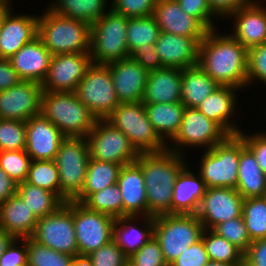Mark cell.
Masks as SVG:
<instances>
[{"mask_svg":"<svg viewBox=\"0 0 266 266\" xmlns=\"http://www.w3.org/2000/svg\"><path fill=\"white\" fill-rule=\"evenodd\" d=\"M247 266H266V238L252 241L244 253Z\"/></svg>","mask_w":266,"mask_h":266,"instance_id":"obj_56","label":"cell"},{"mask_svg":"<svg viewBox=\"0 0 266 266\" xmlns=\"http://www.w3.org/2000/svg\"><path fill=\"white\" fill-rule=\"evenodd\" d=\"M128 18L111 9L91 25L90 56L92 63L108 64L130 57L126 31Z\"/></svg>","mask_w":266,"mask_h":266,"instance_id":"obj_8","label":"cell"},{"mask_svg":"<svg viewBox=\"0 0 266 266\" xmlns=\"http://www.w3.org/2000/svg\"><path fill=\"white\" fill-rule=\"evenodd\" d=\"M176 1L185 13L196 18L207 30L219 28L220 19L211 11L207 0ZM217 23L218 26L216 25Z\"/></svg>","mask_w":266,"mask_h":266,"instance_id":"obj_48","label":"cell"},{"mask_svg":"<svg viewBox=\"0 0 266 266\" xmlns=\"http://www.w3.org/2000/svg\"><path fill=\"white\" fill-rule=\"evenodd\" d=\"M91 64L90 53L52 55L47 76L41 84L42 90L75 92Z\"/></svg>","mask_w":266,"mask_h":266,"instance_id":"obj_15","label":"cell"},{"mask_svg":"<svg viewBox=\"0 0 266 266\" xmlns=\"http://www.w3.org/2000/svg\"><path fill=\"white\" fill-rule=\"evenodd\" d=\"M218 87L198 65L182 69L181 103L185 108H197Z\"/></svg>","mask_w":266,"mask_h":266,"instance_id":"obj_34","label":"cell"},{"mask_svg":"<svg viewBox=\"0 0 266 266\" xmlns=\"http://www.w3.org/2000/svg\"><path fill=\"white\" fill-rule=\"evenodd\" d=\"M72 216L79 255H89L112 240L114 217L76 201H72Z\"/></svg>","mask_w":266,"mask_h":266,"instance_id":"obj_14","label":"cell"},{"mask_svg":"<svg viewBox=\"0 0 266 266\" xmlns=\"http://www.w3.org/2000/svg\"><path fill=\"white\" fill-rule=\"evenodd\" d=\"M263 130V131H262ZM259 131L250 130L246 132L244 129L238 134L243 138L245 145L253 152L261 170L266 175V130Z\"/></svg>","mask_w":266,"mask_h":266,"instance_id":"obj_51","label":"cell"},{"mask_svg":"<svg viewBox=\"0 0 266 266\" xmlns=\"http://www.w3.org/2000/svg\"><path fill=\"white\" fill-rule=\"evenodd\" d=\"M263 84L266 85V43L248 50L247 90L251 85L264 87Z\"/></svg>","mask_w":266,"mask_h":266,"instance_id":"obj_46","label":"cell"},{"mask_svg":"<svg viewBox=\"0 0 266 266\" xmlns=\"http://www.w3.org/2000/svg\"><path fill=\"white\" fill-rule=\"evenodd\" d=\"M21 79L12 67L9 59L0 58V91L17 85Z\"/></svg>","mask_w":266,"mask_h":266,"instance_id":"obj_57","label":"cell"},{"mask_svg":"<svg viewBox=\"0 0 266 266\" xmlns=\"http://www.w3.org/2000/svg\"><path fill=\"white\" fill-rule=\"evenodd\" d=\"M212 230L219 236L224 237L234 246L238 247L243 253L246 252L251 244L245 221L242 216L219 223Z\"/></svg>","mask_w":266,"mask_h":266,"instance_id":"obj_45","label":"cell"},{"mask_svg":"<svg viewBox=\"0 0 266 266\" xmlns=\"http://www.w3.org/2000/svg\"><path fill=\"white\" fill-rule=\"evenodd\" d=\"M17 194L38 219L54 213L64 204L55 193L25 181L18 183Z\"/></svg>","mask_w":266,"mask_h":266,"instance_id":"obj_36","label":"cell"},{"mask_svg":"<svg viewBox=\"0 0 266 266\" xmlns=\"http://www.w3.org/2000/svg\"><path fill=\"white\" fill-rule=\"evenodd\" d=\"M71 266H93L88 255H76L73 257Z\"/></svg>","mask_w":266,"mask_h":266,"instance_id":"obj_60","label":"cell"},{"mask_svg":"<svg viewBox=\"0 0 266 266\" xmlns=\"http://www.w3.org/2000/svg\"><path fill=\"white\" fill-rule=\"evenodd\" d=\"M148 120L156 133L167 144L177 133L182 122L184 105L179 103L144 104Z\"/></svg>","mask_w":266,"mask_h":266,"instance_id":"obj_33","label":"cell"},{"mask_svg":"<svg viewBox=\"0 0 266 266\" xmlns=\"http://www.w3.org/2000/svg\"><path fill=\"white\" fill-rule=\"evenodd\" d=\"M41 114L65 137H86L97 120L75 92L43 91Z\"/></svg>","mask_w":266,"mask_h":266,"instance_id":"obj_4","label":"cell"},{"mask_svg":"<svg viewBox=\"0 0 266 266\" xmlns=\"http://www.w3.org/2000/svg\"><path fill=\"white\" fill-rule=\"evenodd\" d=\"M37 220L18 194L0 204V229L7 231L15 239L32 237Z\"/></svg>","mask_w":266,"mask_h":266,"instance_id":"obj_30","label":"cell"},{"mask_svg":"<svg viewBox=\"0 0 266 266\" xmlns=\"http://www.w3.org/2000/svg\"><path fill=\"white\" fill-rule=\"evenodd\" d=\"M89 149L85 137H66L55 156L59 172L60 199L74 201L81 193L87 173Z\"/></svg>","mask_w":266,"mask_h":266,"instance_id":"obj_9","label":"cell"},{"mask_svg":"<svg viewBox=\"0 0 266 266\" xmlns=\"http://www.w3.org/2000/svg\"><path fill=\"white\" fill-rule=\"evenodd\" d=\"M27 266H71L73 256L27 238Z\"/></svg>","mask_w":266,"mask_h":266,"instance_id":"obj_42","label":"cell"},{"mask_svg":"<svg viewBox=\"0 0 266 266\" xmlns=\"http://www.w3.org/2000/svg\"><path fill=\"white\" fill-rule=\"evenodd\" d=\"M123 200V216H147L144 175L135 161L123 165L117 180Z\"/></svg>","mask_w":266,"mask_h":266,"instance_id":"obj_27","label":"cell"},{"mask_svg":"<svg viewBox=\"0 0 266 266\" xmlns=\"http://www.w3.org/2000/svg\"><path fill=\"white\" fill-rule=\"evenodd\" d=\"M203 225L196 214H164L154 217V237L168 266L188 246L201 239Z\"/></svg>","mask_w":266,"mask_h":266,"instance_id":"obj_7","label":"cell"},{"mask_svg":"<svg viewBox=\"0 0 266 266\" xmlns=\"http://www.w3.org/2000/svg\"><path fill=\"white\" fill-rule=\"evenodd\" d=\"M85 138L90 159L126 165L138 158L139 153L131 145L129 138L105 119H97Z\"/></svg>","mask_w":266,"mask_h":266,"instance_id":"obj_12","label":"cell"},{"mask_svg":"<svg viewBox=\"0 0 266 266\" xmlns=\"http://www.w3.org/2000/svg\"><path fill=\"white\" fill-rule=\"evenodd\" d=\"M75 94L97 119H105L120 104L108 64L92 63Z\"/></svg>","mask_w":266,"mask_h":266,"instance_id":"obj_11","label":"cell"},{"mask_svg":"<svg viewBox=\"0 0 266 266\" xmlns=\"http://www.w3.org/2000/svg\"><path fill=\"white\" fill-rule=\"evenodd\" d=\"M266 1L256 0L230 14L232 29L228 33L247 50L266 43ZM265 4V5H264Z\"/></svg>","mask_w":266,"mask_h":266,"instance_id":"obj_19","label":"cell"},{"mask_svg":"<svg viewBox=\"0 0 266 266\" xmlns=\"http://www.w3.org/2000/svg\"><path fill=\"white\" fill-rule=\"evenodd\" d=\"M47 8L66 18L78 20L89 25L96 22L110 8V0H49ZM109 2V3H108Z\"/></svg>","mask_w":266,"mask_h":266,"instance_id":"obj_32","label":"cell"},{"mask_svg":"<svg viewBox=\"0 0 266 266\" xmlns=\"http://www.w3.org/2000/svg\"><path fill=\"white\" fill-rule=\"evenodd\" d=\"M89 210L97 211L112 217H123V200L116 184L92 193L83 203Z\"/></svg>","mask_w":266,"mask_h":266,"instance_id":"obj_40","label":"cell"},{"mask_svg":"<svg viewBox=\"0 0 266 266\" xmlns=\"http://www.w3.org/2000/svg\"><path fill=\"white\" fill-rule=\"evenodd\" d=\"M130 56L148 72L164 68L156 53L155 44H143Z\"/></svg>","mask_w":266,"mask_h":266,"instance_id":"obj_54","label":"cell"},{"mask_svg":"<svg viewBox=\"0 0 266 266\" xmlns=\"http://www.w3.org/2000/svg\"><path fill=\"white\" fill-rule=\"evenodd\" d=\"M42 92L40 83L23 80L0 91V119L26 122L40 114Z\"/></svg>","mask_w":266,"mask_h":266,"instance_id":"obj_17","label":"cell"},{"mask_svg":"<svg viewBox=\"0 0 266 266\" xmlns=\"http://www.w3.org/2000/svg\"><path fill=\"white\" fill-rule=\"evenodd\" d=\"M158 0H110V8L114 13L127 18L153 15Z\"/></svg>","mask_w":266,"mask_h":266,"instance_id":"obj_49","label":"cell"},{"mask_svg":"<svg viewBox=\"0 0 266 266\" xmlns=\"http://www.w3.org/2000/svg\"><path fill=\"white\" fill-rule=\"evenodd\" d=\"M198 156L200 159L196 162L197 166H192L196 168L207 188L236 189L240 158L239 134L228 135L211 149L200 151Z\"/></svg>","mask_w":266,"mask_h":266,"instance_id":"obj_5","label":"cell"},{"mask_svg":"<svg viewBox=\"0 0 266 266\" xmlns=\"http://www.w3.org/2000/svg\"><path fill=\"white\" fill-rule=\"evenodd\" d=\"M228 134L197 108H185L181 125L167 143V150L187 156L190 149L208 150L222 142ZM185 151V152H184Z\"/></svg>","mask_w":266,"mask_h":266,"instance_id":"obj_10","label":"cell"},{"mask_svg":"<svg viewBox=\"0 0 266 266\" xmlns=\"http://www.w3.org/2000/svg\"><path fill=\"white\" fill-rule=\"evenodd\" d=\"M204 266H239V265H232V264H228L225 262H214V261H209L207 264H205Z\"/></svg>","mask_w":266,"mask_h":266,"instance_id":"obj_62","label":"cell"},{"mask_svg":"<svg viewBox=\"0 0 266 266\" xmlns=\"http://www.w3.org/2000/svg\"><path fill=\"white\" fill-rule=\"evenodd\" d=\"M206 189L200 174L188 163L180 171L174 184L172 214H196Z\"/></svg>","mask_w":266,"mask_h":266,"instance_id":"obj_28","label":"cell"},{"mask_svg":"<svg viewBox=\"0 0 266 266\" xmlns=\"http://www.w3.org/2000/svg\"><path fill=\"white\" fill-rule=\"evenodd\" d=\"M242 217L251 242L266 238V197L244 199Z\"/></svg>","mask_w":266,"mask_h":266,"instance_id":"obj_39","label":"cell"},{"mask_svg":"<svg viewBox=\"0 0 266 266\" xmlns=\"http://www.w3.org/2000/svg\"><path fill=\"white\" fill-rule=\"evenodd\" d=\"M154 236V217L123 216L113 224L112 240L128 258Z\"/></svg>","mask_w":266,"mask_h":266,"instance_id":"obj_25","label":"cell"},{"mask_svg":"<svg viewBox=\"0 0 266 266\" xmlns=\"http://www.w3.org/2000/svg\"><path fill=\"white\" fill-rule=\"evenodd\" d=\"M18 183L10 178L0 167V204L17 194Z\"/></svg>","mask_w":266,"mask_h":266,"instance_id":"obj_58","label":"cell"},{"mask_svg":"<svg viewBox=\"0 0 266 266\" xmlns=\"http://www.w3.org/2000/svg\"><path fill=\"white\" fill-rule=\"evenodd\" d=\"M1 9L0 58L10 59L37 37L38 14ZM31 14V15H30Z\"/></svg>","mask_w":266,"mask_h":266,"instance_id":"obj_18","label":"cell"},{"mask_svg":"<svg viewBox=\"0 0 266 266\" xmlns=\"http://www.w3.org/2000/svg\"><path fill=\"white\" fill-rule=\"evenodd\" d=\"M181 94L182 69L164 67L149 72L142 103H179Z\"/></svg>","mask_w":266,"mask_h":266,"instance_id":"obj_29","label":"cell"},{"mask_svg":"<svg viewBox=\"0 0 266 266\" xmlns=\"http://www.w3.org/2000/svg\"><path fill=\"white\" fill-rule=\"evenodd\" d=\"M123 165L89 159L82 193L74 200L83 203L92 193L117 183Z\"/></svg>","mask_w":266,"mask_h":266,"instance_id":"obj_35","label":"cell"},{"mask_svg":"<svg viewBox=\"0 0 266 266\" xmlns=\"http://www.w3.org/2000/svg\"><path fill=\"white\" fill-rule=\"evenodd\" d=\"M155 49L163 67L185 69L198 65L199 42L193 37L160 32Z\"/></svg>","mask_w":266,"mask_h":266,"instance_id":"obj_24","label":"cell"},{"mask_svg":"<svg viewBox=\"0 0 266 266\" xmlns=\"http://www.w3.org/2000/svg\"><path fill=\"white\" fill-rule=\"evenodd\" d=\"M15 238L7 231L0 229V257Z\"/></svg>","mask_w":266,"mask_h":266,"instance_id":"obj_59","label":"cell"},{"mask_svg":"<svg viewBox=\"0 0 266 266\" xmlns=\"http://www.w3.org/2000/svg\"><path fill=\"white\" fill-rule=\"evenodd\" d=\"M184 156L169 150L139 153L136 162L144 175L147 216L172 214V195L176 178L190 163L187 161L190 158Z\"/></svg>","mask_w":266,"mask_h":266,"instance_id":"obj_2","label":"cell"},{"mask_svg":"<svg viewBox=\"0 0 266 266\" xmlns=\"http://www.w3.org/2000/svg\"><path fill=\"white\" fill-rule=\"evenodd\" d=\"M208 262L209 258L203 240L200 239L181 252L180 256L169 266H204Z\"/></svg>","mask_w":266,"mask_h":266,"instance_id":"obj_52","label":"cell"},{"mask_svg":"<svg viewBox=\"0 0 266 266\" xmlns=\"http://www.w3.org/2000/svg\"><path fill=\"white\" fill-rule=\"evenodd\" d=\"M13 0H0V8L1 9H11L15 8V4ZM14 4V5H13Z\"/></svg>","mask_w":266,"mask_h":266,"instance_id":"obj_61","label":"cell"},{"mask_svg":"<svg viewBox=\"0 0 266 266\" xmlns=\"http://www.w3.org/2000/svg\"><path fill=\"white\" fill-rule=\"evenodd\" d=\"M105 120L122 131L138 153L167 150V144L159 137L148 120L142 102L120 103Z\"/></svg>","mask_w":266,"mask_h":266,"instance_id":"obj_6","label":"cell"},{"mask_svg":"<svg viewBox=\"0 0 266 266\" xmlns=\"http://www.w3.org/2000/svg\"><path fill=\"white\" fill-rule=\"evenodd\" d=\"M27 238L14 239L1 254L0 266H27Z\"/></svg>","mask_w":266,"mask_h":266,"instance_id":"obj_53","label":"cell"},{"mask_svg":"<svg viewBox=\"0 0 266 266\" xmlns=\"http://www.w3.org/2000/svg\"><path fill=\"white\" fill-rule=\"evenodd\" d=\"M52 54L36 37L25 44L9 61L23 81H34L42 84L47 76Z\"/></svg>","mask_w":266,"mask_h":266,"instance_id":"obj_26","label":"cell"},{"mask_svg":"<svg viewBox=\"0 0 266 266\" xmlns=\"http://www.w3.org/2000/svg\"><path fill=\"white\" fill-rule=\"evenodd\" d=\"M152 16L160 32L193 37L199 43L208 31L196 18L185 13L176 0H158Z\"/></svg>","mask_w":266,"mask_h":266,"instance_id":"obj_23","label":"cell"},{"mask_svg":"<svg viewBox=\"0 0 266 266\" xmlns=\"http://www.w3.org/2000/svg\"><path fill=\"white\" fill-rule=\"evenodd\" d=\"M25 182L49 190L60 198L59 172L54 160H32Z\"/></svg>","mask_w":266,"mask_h":266,"instance_id":"obj_41","label":"cell"},{"mask_svg":"<svg viewBox=\"0 0 266 266\" xmlns=\"http://www.w3.org/2000/svg\"><path fill=\"white\" fill-rule=\"evenodd\" d=\"M108 67L119 102H142L149 72L131 56L108 63Z\"/></svg>","mask_w":266,"mask_h":266,"instance_id":"obj_21","label":"cell"},{"mask_svg":"<svg viewBox=\"0 0 266 266\" xmlns=\"http://www.w3.org/2000/svg\"><path fill=\"white\" fill-rule=\"evenodd\" d=\"M31 161L25 149L0 151V167L17 183L26 181Z\"/></svg>","mask_w":266,"mask_h":266,"instance_id":"obj_43","label":"cell"},{"mask_svg":"<svg viewBox=\"0 0 266 266\" xmlns=\"http://www.w3.org/2000/svg\"><path fill=\"white\" fill-rule=\"evenodd\" d=\"M240 92L244 91L231 86H219L198 105L197 109L208 119L216 122L228 135H236L244 129L237 124L239 121L236 119L238 111H241L238 108L240 105L237 104L240 103Z\"/></svg>","mask_w":266,"mask_h":266,"instance_id":"obj_20","label":"cell"},{"mask_svg":"<svg viewBox=\"0 0 266 266\" xmlns=\"http://www.w3.org/2000/svg\"><path fill=\"white\" fill-rule=\"evenodd\" d=\"M159 34L160 28L152 15L128 18L126 40L129 54L143 44H155Z\"/></svg>","mask_w":266,"mask_h":266,"instance_id":"obj_38","label":"cell"},{"mask_svg":"<svg viewBox=\"0 0 266 266\" xmlns=\"http://www.w3.org/2000/svg\"><path fill=\"white\" fill-rule=\"evenodd\" d=\"M25 125V151L31 160H54L61 142L66 137L41 113L31 117Z\"/></svg>","mask_w":266,"mask_h":266,"instance_id":"obj_22","label":"cell"},{"mask_svg":"<svg viewBox=\"0 0 266 266\" xmlns=\"http://www.w3.org/2000/svg\"><path fill=\"white\" fill-rule=\"evenodd\" d=\"M88 257L93 266H128V258L113 240L91 252Z\"/></svg>","mask_w":266,"mask_h":266,"instance_id":"obj_50","label":"cell"},{"mask_svg":"<svg viewBox=\"0 0 266 266\" xmlns=\"http://www.w3.org/2000/svg\"><path fill=\"white\" fill-rule=\"evenodd\" d=\"M256 0H207L211 11L223 22L241 7L250 5Z\"/></svg>","mask_w":266,"mask_h":266,"instance_id":"obj_55","label":"cell"},{"mask_svg":"<svg viewBox=\"0 0 266 266\" xmlns=\"http://www.w3.org/2000/svg\"><path fill=\"white\" fill-rule=\"evenodd\" d=\"M236 190L244 198L266 195V175L261 170L255 155L240 136V158Z\"/></svg>","mask_w":266,"mask_h":266,"instance_id":"obj_31","label":"cell"},{"mask_svg":"<svg viewBox=\"0 0 266 266\" xmlns=\"http://www.w3.org/2000/svg\"><path fill=\"white\" fill-rule=\"evenodd\" d=\"M201 239L203 240L209 261L225 262L232 265L244 263V253L212 229H204Z\"/></svg>","mask_w":266,"mask_h":266,"instance_id":"obj_37","label":"cell"},{"mask_svg":"<svg viewBox=\"0 0 266 266\" xmlns=\"http://www.w3.org/2000/svg\"><path fill=\"white\" fill-rule=\"evenodd\" d=\"M25 147V121L0 119V151L23 150Z\"/></svg>","mask_w":266,"mask_h":266,"instance_id":"obj_44","label":"cell"},{"mask_svg":"<svg viewBox=\"0 0 266 266\" xmlns=\"http://www.w3.org/2000/svg\"><path fill=\"white\" fill-rule=\"evenodd\" d=\"M0 33H1V10H0Z\"/></svg>","mask_w":266,"mask_h":266,"instance_id":"obj_63","label":"cell"},{"mask_svg":"<svg viewBox=\"0 0 266 266\" xmlns=\"http://www.w3.org/2000/svg\"><path fill=\"white\" fill-rule=\"evenodd\" d=\"M31 238L57 252L73 257L79 255L72 216V201L65 202L54 213L38 219Z\"/></svg>","mask_w":266,"mask_h":266,"instance_id":"obj_13","label":"cell"},{"mask_svg":"<svg viewBox=\"0 0 266 266\" xmlns=\"http://www.w3.org/2000/svg\"><path fill=\"white\" fill-rule=\"evenodd\" d=\"M244 198L236 189L207 188L196 216L204 229H213L219 223L242 216Z\"/></svg>","mask_w":266,"mask_h":266,"instance_id":"obj_16","label":"cell"},{"mask_svg":"<svg viewBox=\"0 0 266 266\" xmlns=\"http://www.w3.org/2000/svg\"><path fill=\"white\" fill-rule=\"evenodd\" d=\"M219 30H208L199 43L198 66L219 86L247 91L248 50Z\"/></svg>","mask_w":266,"mask_h":266,"instance_id":"obj_1","label":"cell"},{"mask_svg":"<svg viewBox=\"0 0 266 266\" xmlns=\"http://www.w3.org/2000/svg\"><path fill=\"white\" fill-rule=\"evenodd\" d=\"M128 266H168L159 242L153 236L136 253L128 257Z\"/></svg>","mask_w":266,"mask_h":266,"instance_id":"obj_47","label":"cell"},{"mask_svg":"<svg viewBox=\"0 0 266 266\" xmlns=\"http://www.w3.org/2000/svg\"><path fill=\"white\" fill-rule=\"evenodd\" d=\"M43 8L46 9L38 17L37 37L52 55L90 52L91 25Z\"/></svg>","mask_w":266,"mask_h":266,"instance_id":"obj_3","label":"cell"}]
</instances>
